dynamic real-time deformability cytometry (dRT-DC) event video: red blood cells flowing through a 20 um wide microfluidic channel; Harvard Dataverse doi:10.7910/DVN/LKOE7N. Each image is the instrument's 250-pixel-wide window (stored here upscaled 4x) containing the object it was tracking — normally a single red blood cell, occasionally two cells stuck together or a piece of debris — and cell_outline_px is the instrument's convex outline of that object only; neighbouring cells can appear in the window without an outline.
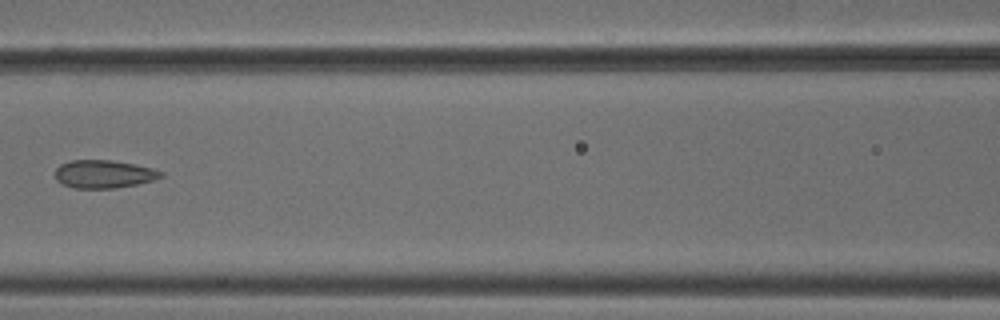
{"species": "common noctule bat (a hibernating species)", "species_latin": "Nyctalus noctula", "temperature_condition": "cold", "stored_images_in_passage": 7, "camera_frame_rate_fps": 3000, "um_per_image_px": 0.085, "animal": {"sex": "male", "body_mass_g": 18.8}, "frame": {"image": 1, "passage_image": 6, "time_ms": 1.667, "image_size_px": [1000, 320], "cell_outline_px": [[164, 176], [152, 180], [136, 184], [116, 188], [76, 188], [60, 184], [56, 180], [56, 168], [60, 164], [72, 160], [112, 160], [152, 168], [164, 172]], "centroid_in_image_um": [8.81, 14.8], "position_along_channel_um": 157.8, "area_um2": 17.22}}
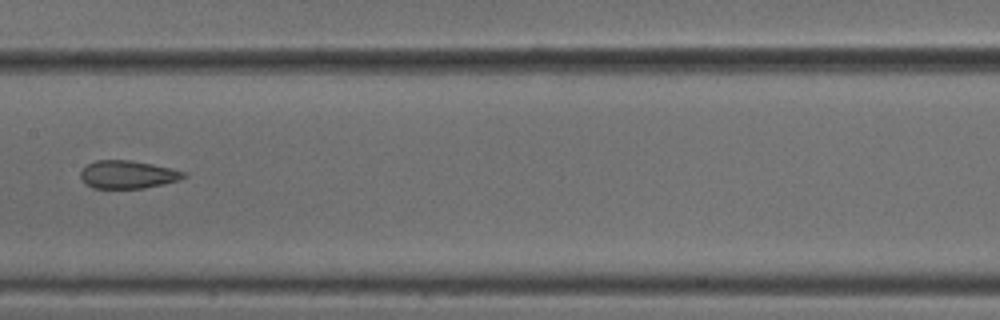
{"frame": {"image": 2, "passage_image": 7, "time_ms": 2.0, "image_size_px": [1000, 320], "cell_outline_px": [[188, 176], [180, 180], [164, 184], [144, 188], [92, 188], [80, 176], [80, 172], [88, 164], [96, 160], [128, 160], [152, 164], [172, 168], [188, 172]], "centroid_in_image_um": [10.93, 14.83], "position_along_channel_um": 196.5, "area_um2": 16.82}}